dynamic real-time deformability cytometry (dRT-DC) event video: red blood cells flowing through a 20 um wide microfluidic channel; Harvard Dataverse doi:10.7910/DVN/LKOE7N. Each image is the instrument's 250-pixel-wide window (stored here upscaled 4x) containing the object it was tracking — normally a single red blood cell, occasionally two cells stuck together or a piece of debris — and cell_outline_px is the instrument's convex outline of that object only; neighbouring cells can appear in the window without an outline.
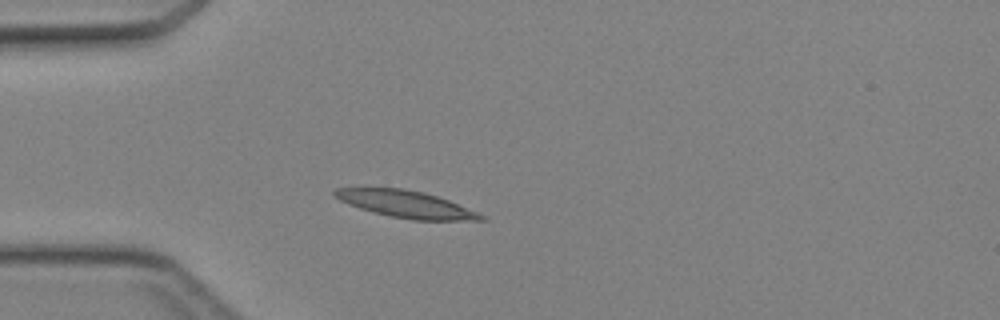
{"species": "Egyptian fruit bat (a non-hibernating species)", "species_latin": "Rousettus aegyptiacus", "temperature_condition": "cold", "stored_images_in_passage": 34, "camera_frame_rate_fps": 3000, "um_per_image_px": 0.085, "animal": {"sex": "female"}, "frame": {"image": 1, "passage_image": 1, "time_ms": 0.0, "image_size_px": [1000, 320], "cell_outline_px": [[488, 220], [412, 220], [372, 212], [348, 204], [332, 196], [332, 192], [336, 188], [400, 188], [424, 192], [448, 200], [476, 212], [484, 216]], "centroid_in_image_um": [34.46, 17.35], "position_along_channel_um": 50.5, "area_um2": 22.72}}
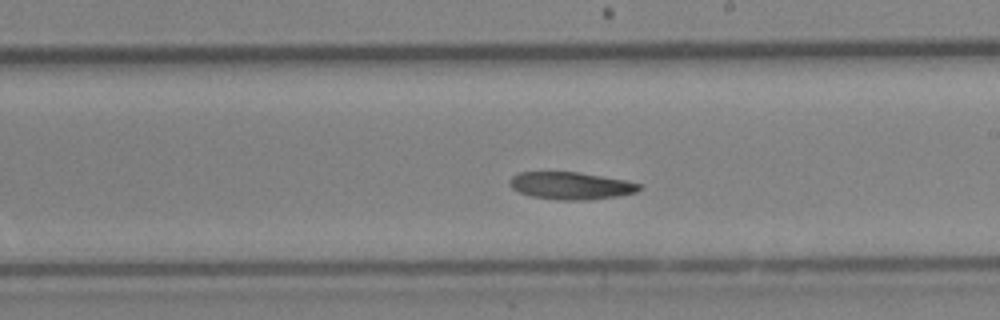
{"frame": {"image": 2, "passage_image": 15, "time_ms": 4.667, "image_size_px": [1000, 320], "cell_outline_px": [[644, 188], [636, 192], [616, 196], [592, 200], [560, 200], [532, 196], [520, 192], [512, 188], [508, 184], [508, 180], [512, 176], [520, 172], [576, 172], [624, 180], [640, 184]], "centroid_in_image_um": [48.51, 15.79], "position_along_channel_um": 240.5, "area_um2": 20.58}}
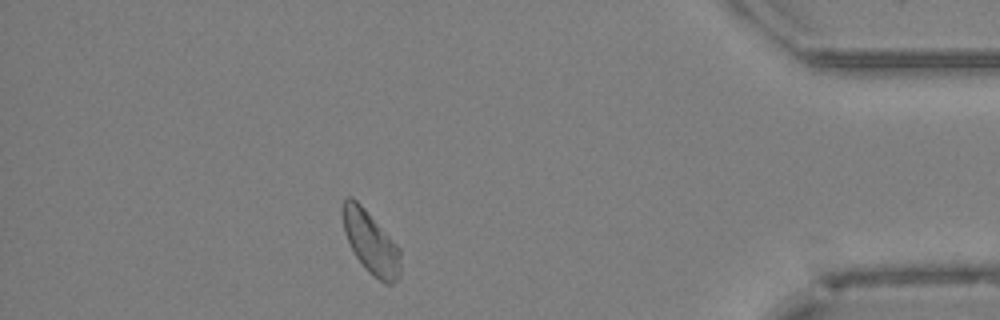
{"frame": {"image": 3, "passage_image": 29, "time_ms": 9.333, "image_size_px": [1000, 320], "cell_outline_px": [[400, 276], [392, 284], [384, 284], [368, 272], [364, 268], [356, 256], [344, 232], [340, 212], [340, 208], [344, 200], [348, 196], [352, 196], [364, 208], [400, 248]], "centroid_in_image_um": [31.49, 20.6], "position_along_channel_um": 403.7, "area_um2": 21.15}}